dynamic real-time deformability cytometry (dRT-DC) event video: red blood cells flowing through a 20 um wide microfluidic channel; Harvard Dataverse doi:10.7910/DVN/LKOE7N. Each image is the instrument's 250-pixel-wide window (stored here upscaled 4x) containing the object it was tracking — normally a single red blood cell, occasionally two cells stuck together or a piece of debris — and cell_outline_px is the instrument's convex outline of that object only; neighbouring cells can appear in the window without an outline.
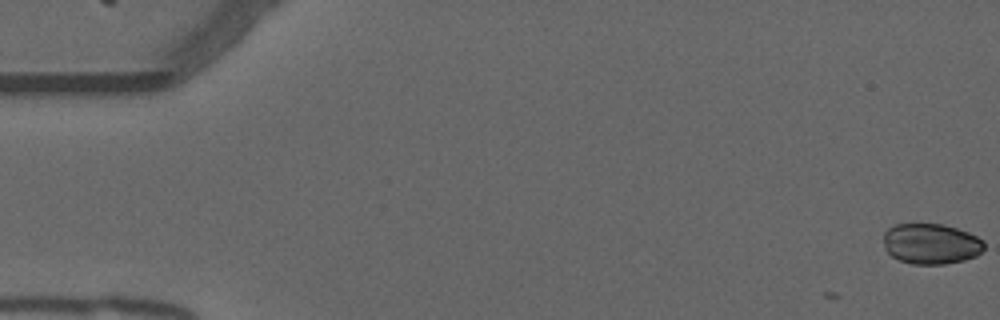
{"species": "common noctule bat (a hibernating species)", "species_latin": "Nyctalus noctula", "temperature_condition": "warm", "stored_images_in_passage": 7, "camera_frame_rate_fps": 3000, "um_per_image_px": 0.085, "animal": {"sex": "male", "forearm_length_mm": 52.5}, "frame": {"image": 1, "passage_image": 1, "time_ms": 0.0, "image_size_px": [1000, 320], "cell_outline_px": [[984, 248], [976, 256], [964, 260], [944, 264], [912, 264], [900, 260], [892, 256], [884, 248], [884, 232], [888, 228], [896, 224], [944, 224], [968, 232], [984, 240]], "centroid_in_image_um": [79.14, 20.72], "position_along_channel_um": 5.9, "area_um2": 23.81}}